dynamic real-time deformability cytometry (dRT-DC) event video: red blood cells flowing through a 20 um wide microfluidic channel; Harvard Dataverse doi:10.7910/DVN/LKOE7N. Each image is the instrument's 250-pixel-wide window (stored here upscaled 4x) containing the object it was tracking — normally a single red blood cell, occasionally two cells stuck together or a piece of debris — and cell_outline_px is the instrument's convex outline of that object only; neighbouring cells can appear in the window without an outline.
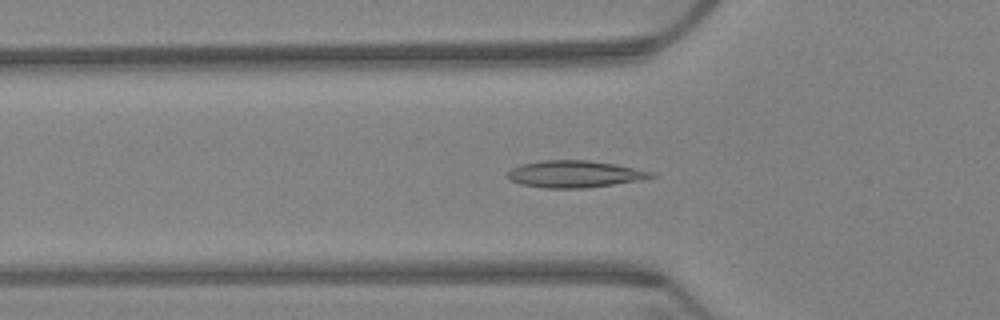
{"species": "Egyptian fruit bat (a non-hibernating species)", "species_latin": "Rousettus aegyptiacus", "temperature_condition": "warm", "stored_images_in_passage": 65, "segment_of_instrument_passage": [1, 2], "camera_frame_rate_fps": 3000, "um_per_image_px": 0.085, "animal": {"sex": "female"}, "frame": {"image": 1, "passage_image": 22, "time_ms": 7.0, "image_size_px": [1000, 320], "cell_outline_px": [[656, 176], [640, 180], [584, 188], [544, 188], [520, 184], [512, 180], [508, 176], [508, 172], [512, 168], [520, 164], [540, 160], [584, 160], [612, 164], [652, 172]], "centroid_in_image_um": [48.78, 14.79], "position_along_channel_um": 77.0, "area_um2": 22.14}}
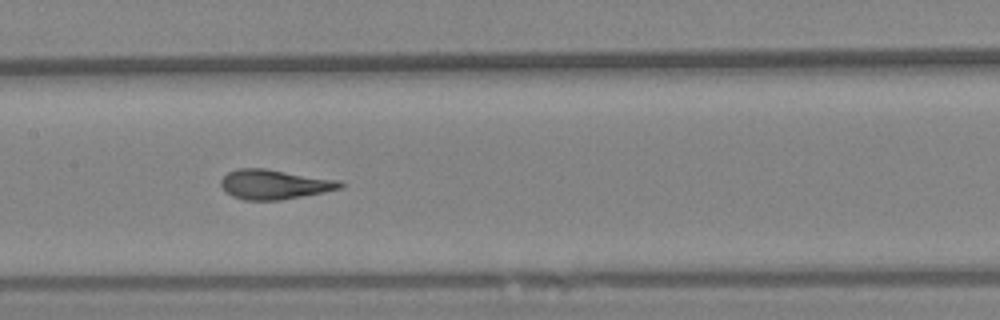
{"frame": {"image": 2, "passage_image": 32, "time_ms": 10.333, "image_size_px": [1000, 320], "cell_outline_px": [[344, 184], [340, 188], [324, 192], [280, 200], [244, 200], [232, 196], [220, 184], [220, 180], [228, 172], [240, 168], [264, 168], [340, 180]], "centroid_in_image_um": [23.32, 15.67], "position_along_channel_um": 184.1, "area_um2": 20.46}}
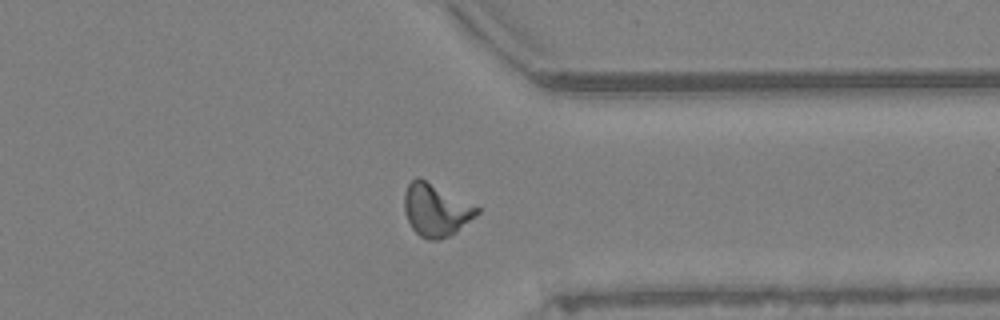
{"frame": {"image": 3, "passage_image": 50, "time_ms": 16.333, "image_size_px": [1000, 320], "cell_outline_px": [[480, 212], [456, 232], [440, 240], [428, 240], [420, 236], [412, 228], [404, 212], [404, 192], [408, 184], [416, 176], [420, 176], [480, 208]], "centroid_in_image_um": [37.03, 17.83], "position_along_channel_um": 374.4, "area_um2": 22.31}}